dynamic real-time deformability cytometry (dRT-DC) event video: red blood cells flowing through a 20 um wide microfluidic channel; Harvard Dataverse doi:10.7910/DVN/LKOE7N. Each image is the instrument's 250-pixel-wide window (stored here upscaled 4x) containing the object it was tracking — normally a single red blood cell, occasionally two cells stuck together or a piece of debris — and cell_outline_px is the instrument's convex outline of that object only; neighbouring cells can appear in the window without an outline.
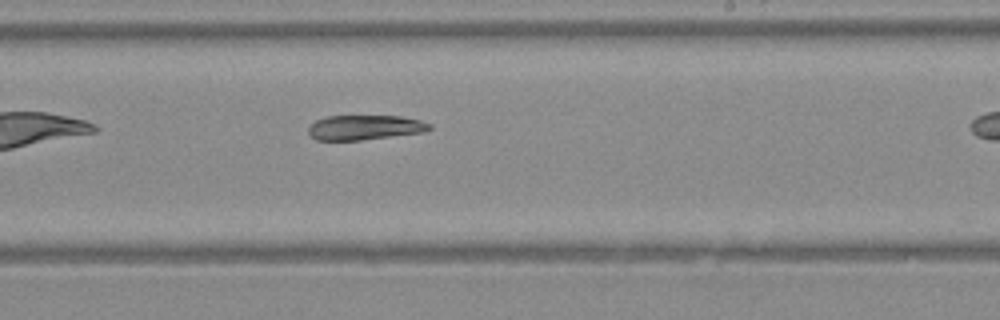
{"species": "Egyptian fruit bat (a non-hibernating species)", "species_latin": "Rousettus aegyptiacus", "temperature_condition": "warm", "stored_images_in_passage": 22, "camera_frame_rate_fps": 3000, "um_per_image_px": 0.085, "animal": {"sex": "female"}, "frame": {"image": 1, "passage_image": 13, "time_ms": 4.0, "image_size_px": [1000, 320], "cell_outline_px": [[432, 128], [424, 132], [360, 140], [316, 140], [308, 132], [308, 128], [316, 120], [328, 116], [400, 116], [420, 120], [432, 124]], "centroid_in_image_um": [31.03, 10.83], "position_along_channel_um": 258.0, "area_um2": 17.4}}
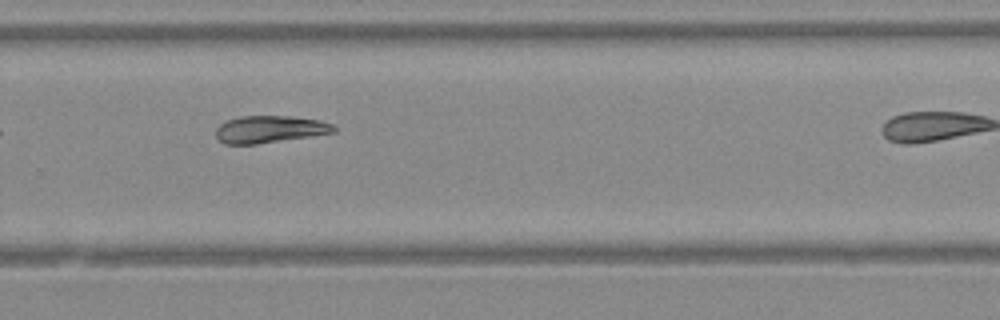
{"frame": {"image": 2, "passage_image": 16, "time_ms": 5.0, "image_size_px": [1000, 320], "cell_outline_px": [[336, 132], [256, 144], [224, 144], [216, 136], [216, 128], [220, 124], [228, 120], [240, 116], [292, 116], [320, 120], [332, 124], [336, 128]], "centroid_in_image_um": [22.92, 10.98], "position_along_channel_um": 306.9, "area_um2": 18.55}}